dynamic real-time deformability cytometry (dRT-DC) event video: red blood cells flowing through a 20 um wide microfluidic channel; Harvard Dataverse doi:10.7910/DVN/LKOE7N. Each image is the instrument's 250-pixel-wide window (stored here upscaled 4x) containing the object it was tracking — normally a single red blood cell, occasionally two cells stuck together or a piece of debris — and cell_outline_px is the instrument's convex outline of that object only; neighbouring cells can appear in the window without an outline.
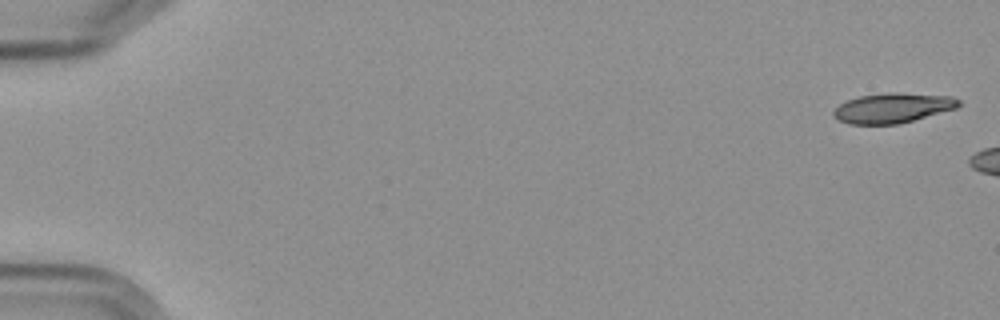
{"species": "Egyptian fruit bat (a non-hibernating species)", "species_latin": "Rousettus aegyptiacus", "temperature_condition": "cold", "stored_images_in_passage": 5, "camera_frame_rate_fps": 3000, "um_per_image_px": 0.085, "frame": {"image": 1, "passage_image": 1, "time_ms": 0.0, "image_size_px": [1000, 320], "cell_outline_px": [[960, 104], [956, 108], [912, 120], [896, 124], [848, 124], [832, 116], [832, 112], [840, 104], [848, 100], [860, 96], [888, 92], [896, 92], [952, 96], [960, 100]], "centroid_in_image_um": [75.87, 9.17], "position_along_channel_um": 9.1, "area_um2": 21.62}}